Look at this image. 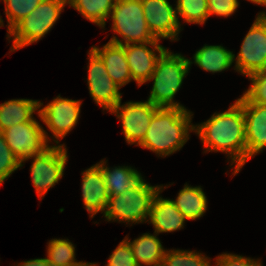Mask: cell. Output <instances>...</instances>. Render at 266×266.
Listing matches in <instances>:
<instances>
[{
	"label": "cell",
	"mask_w": 266,
	"mask_h": 266,
	"mask_svg": "<svg viewBox=\"0 0 266 266\" xmlns=\"http://www.w3.org/2000/svg\"><path fill=\"white\" fill-rule=\"evenodd\" d=\"M194 132L203 143L204 153H226L231 165L235 164L233 176L240 172L247 162V147L245 116L237 100L225 112H215L207 121L194 125Z\"/></svg>",
	"instance_id": "obj_1"
},
{
	"label": "cell",
	"mask_w": 266,
	"mask_h": 266,
	"mask_svg": "<svg viewBox=\"0 0 266 266\" xmlns=\"http://www.w3.org/2000/svg\"><path fill=\"white\" fill-rule=\"evenodd\" d=\"M192 112L186 108L160 107L153 115L143 141L138 145L166 157L179 151L194 132Z\"/></svg>",
	"instance_id": "obj_2"
},
{
	"label": "cell",
	"mask_w": 266,
	"mask_h": 266,
	"mask_svg": "<svg viewBox=\"0 0 266 266\" xmlns=\"http://www.w3.org/2000/svg\"><path fill=\"white\" fill-rule=\"evenodd\" d=\"M190 70L189 59L166 49L158 58L155 69L148 81H153L147 100L158 107L185 108L174 97L181 88Z\"/></svg>",
	"instance_id": "obj_3"
},
{
	"label": "cell",
	"mask_w": 266,
	"mask_h": 266,
	"mask_svg": "<svg viewBox=\"0 0 266 266\" xmlns=\"http://www.w3.org/2000/svg\"><path fill=\"white\" fill-rule=\"evenodd\" d=\"M159 190L161 185L152 186L142 179L122 194L110 196L103 216L108 222L147 223L154 196Z\"/></svg>",
	"instance_id": "obj_4"
},
{
	"label": "cell",
	"mask_w": 266,
	"mask_h": 266,
	"mask_svg": "<svg viewBox=\"0 0 266 266\" xmlns=\"http://www.w3.org/2000/svg\"><path fill=\"white\" fill-rule=\"evenodd\" d=\"M68 0H43L30 14L20 20L10 31V51L14 52L37 43L53 28Z\"/></svg>",
	"instance_id": "obj_5"
},
{
	"label": "cell",
	"mask_w": 266,
	"mask_h": 266,
	"mask_svg": "<svg viewBox=\"0 0 266 266\" xmlns=\"http://www.w3.org/2000/svg\"><path fill=\"white\" fill-rule=\"evenodd\" d=\"M113 32L120 35V40L112 36L110 42L127 45L160 41L149 30L141 0H116L109 17Z\"/></svg>",
	"instance_id": "obj_6"
},
{
	"label": "cell",
	"mask_w": 266,
	"mask_h": 266,
	"mask_svg": "<svg viewBox=\"0 0 266 266\" xmlns=\"http://www.w3.org/2000/svg\"><path fill=\"white\" fill-rule=\"evenodd\" d=\"M32 158V183L38 198L43 199L48 190L63 177L68 160L67 149L65 145H50Z\"/></svg>",
	"instance_id": "obj_7"
},
{
	"label": "cell",
	"mask_w": 266,
	"mask_h": 266,
	"mask_svg": "<svg viewBox=\"0 0 266 266\" xmlns=\"http://www.w3.org/2000/svg\"><path fill=\"white\" fill-rule=\"evenodd\" d=\"M12 152L23 163L43 152L50 145L48 133L36 119L11 126L2 132Z\"/></svg>",
	"instance_id": "obj_8"
},
{
	"label": "cell",
	"mask_w": 266,
	"mask_h": 266,
	"mask_svg": "<svg viewBox=\"0 0 266 266\" xmlns=\"http://www.w3.org/2000/svg\"><path fill=\"white\" fill-rule=\"evenodd\" d=\"M235 70L244 76L266 69V18L257 15L235 57Z\"/></svg>",
	"instance_id": "obj_9"
},
{
	"label": "cell",
	"mask_w": 266,
	"mask_h": 266,
	"mask_svg": "<svg viewBox=\"0 0 266 266\" xmlns=\"http://www.w3.org/2000/svg\"><path fill=\"white\" fill-rule=\"evenodd\" d=\"M81 104L80 100L63 98L60 94L45 107L42 102H39V112L37 114L51 131L53 139H56L53 141L57 145L64 146V144H59L60 140L77 125Z\"/></svg>",
	"instance_id": "obj_10"
},
{
	"label": "cell",
	"mask_w": 266,
	"mask_h": 266,
	"mask_svg": "<svg viewBox=\"0 0 266 266\" xmlns=\"http://www.w3.org/2000/svg\"><path fill=\"white\" fill-rule=\"evenodd\" d=\"M160 107L149 100L142 102L129 101L121 105V101L109 112L121 120L122 133L128 144L138 146L144 139L154 113Z\"/></svg>",
	"instance_id": "obj_11"
},
{
	"label": "cell",
	"mask_w": 266,
	"mask_h": 266,
	"mask_svg": "<svg viewBox=\"0 0 266 266\" xmlns=\"http://www.w3.org/2000/svg\"><path fill=\"white\" fill-rule=\"evenodd\" d=\"M88 55L87 84L90 96L102 110L110 111L122 100L120 87L113 82L103 61L92 49Z\"/></svg>",
	"instance_id": "obj_12"
},
{
	"label": "cell",
	"mask_w": 266,
	"mask_h": 266,
	"mask_svg": "<svg viewBox=\"0 0 266 266\" xmlns=\"http://www.w3.org/2000/svg\"><path fill=\"white\" fill-rule=\"evenodd\" d=\"M144 16L150 32L159 40H179L181 24L177 10L168 0H141Z\"/></svg>",
	"instance_id": "obj_13"
},
{
	"label": "cell",
	"mask_w": 266,
	"mask_h": 266,
	"mask_svg": "<svg viewBox=\"0 0 266 266\" xmlns=\"http://www.w3.org/2000/svg\"><path fill=\"white\" fill-rule=\"evenodd\" d=\"M123 46L132 80L137 82V85L140 87L142 84L148 82L154 72L158 58L167 48L160 45V41L127 44Z\"/></svg>",
	"instance_id": "obj_14"
},
{
	"label": "cell",
	"mask_w": 266,
	"mask_h": 266,
	"mask_svg": "<svg viewBox=\"0 0 266 266\" xmlns=\"http://www.w3.org/2000/svg\"><path fill=\"white\" fill-rule=\"evenodd\" d=\"M245 116L247 160L266 147V105L249 103L243 96L236 99Z\"/></svg>",
	"instance_id": "obj_15"
},
{
	"label": "cell",
	"mask_w": 266,
	"mask_h": 266,
	"mask_svg": "<svg viewBox=\"0 0 266 266\" xmlns=\"http://www.w3.org/2000/svg\"><path fill=\"white\" fill-rule=\"evenodd\" d=\"M82 199L91 218L98 212L105 214L109 193L102 168L95 164L82 172Z\"/></svg>",
	"instance_id": "obj_16"
},
{
	"label": "cell",
	"mask_w": 266,
	"mask_h": 266,
	"mask_svg": "<svg viewBox=\"0 0 266 266\" xmlns=\"http://www.w3.org/2000/svg\"><path fill=\"white\" fill-rule=\"evenodd\" d=\"M167 186H161V190L154 196L148 222L154 227V233H168L181 230L187 220L177 209L171 199L160 196Z\"/></svg>",
	"instance_id": "obj_17"
},
{
	"label": "cell",
	"mask_w": 266,
	"mask_h": 266,
	"mask_svg": "<svg viewBox=\"0 0 266 266\" xmlns=\"http://www.w3.org/2000/svg\"><path fill=\"white\" fill-rule=\"evenodd\" d=\"M91 49L101 58L113 82L120 88L132 81L124 46L108 41L102 48Z\"/></svg>",
	"instance_id": "obj_18"
},
{
	"label": "cell",
	"mask_w": 266,
	"mask_h": 266,
	"mask_svg": "<svg viewBox=\"0 0 266 266\" xmlns=\"http://www.w3.org/2000/svg\"><path fill=\"white\" fill-rule=\"evenodd\" d=\"M157 235V233H144L133 241H130L128 236L125 237L130 244L133 256L138 266L162 265V260L166 250L163 248Z\"/></svg>",
	"instance_id": "obj_19"
},
{
	"label": "cell",
	"mask_w": 266,
	"mask_h": 266,
	"mask_svg": "<svg viewBox=\"0 0 266 266\" xmlns=\"http://www.w3.org/2000/svg\"><path fill=\"white\" fill-rule=\"evenodd\" d=\"M106 163L107 161L102 160L97 164L102 168L109 196L122 194L135 187L143 179L141 173L135 168L130 166L110 168L106 166Z\"/></svg>",
	"instance_id": "obj_20"
},
{
	"label": "cell",
	"mask_w": 266,
	"mask_h": 266,
	"mask_svg": "<svg viewBox=\"0 0 266 266\" xmlns=\"http://www.w3.org/2000/svg\"><path fill=\"white\" fill-rule=\"evenodd\" d=\"M38 100L11 99L0 104V132L22 122L31 121L35 111L39 112Z\"/></svg>",
	"instance_id": "obj_21"
},
{
	"label": "cell",
	"mask_w": 266,
	"mask_h": 266,
	"mask_svg": "<svg viewBox=\"0 0 266 266\" xmlns=\"http://www.w3.org/2000/svg\"><path fill=\"white\" fill-rule=\"evenodd\" d=\"M233 62V52L222 45L205 44L196 51L193 62L189 59L190 66L195 63L199 68L213 74L227 70Z\"/></svg>",
	"instance_id": "obj_22"
},
{
	"label": "cell",
	"mask_w": 266,
	"mask_h": 266,
	"mask_svg": "<svg viewBox=\"0 0 266 266\" xmlns=\"http://www.w3.org/2000/svg\"><path fill=\"white\" fill-rule=\"evenodd\" d=\"M171 201L187 220H196L203 217L207 210V197L201 186L192 187L187 183Z\"/></svg>",
	"instance_id": "obj_23"
},
{
	"label": "cell",
	"mask_w": 266,
	"mask_h": 266,
	"mask_svg": "<svg viewBox=\"0 0 266 266\" xmlns=\"http://www.w3.org/2000/svg\"><path fill=\"white\" fill-rule=\"evenodd\" d=\"M116 0H68V5L77 10L84 18L105 28Z\"/></svg>",
	"instance_id": "obj_24"
},
{
	"label": "cell",
	"mask_w": 266,
	"mask_h": 266,
	"mask_svg": "<svg viewBox=\"0 0 266 266\" xmlns=\"http://www.w3.org/2000/svg\"><path fill=\"white\" fill-rule=\"evenodd\" d=\"M75 247L69 239H51L47 248V259L52 266H91L89 262L75 259Z\"/></svg>",
	"instance_id": "obj_25"
},
{
	"label": "cell",
	"mask_w": 266,
	"mask_h": 266,
	"mask_svg": "<svg viewBox=\"0 0 266 266\" xmlns=\"http://www.w3.org/2000/svg\"><path fill=\"white\" fill-rule=\"evenodd\" d=\"M177 17L188 24H205L209 18L207 0H177Z\"/></svg>",
	"instance_id": "obj_26"
},
{
	"label": "cell",
	"mask_w": 266,
	"mask_h": 266,
	"mask_svg": "<svg viewBox=\"0 0 266 266\" xmlns=\"http://www.w3.org/2000/svg\"><path fill=\"white\" fill-rule=\"evenodd\" d=\"M162 266H212L211 259L196 251L166 250Z\"/></svg>",
	"instance_id": "obj_27"
},
{
	"label": "cell",
	"mask_w": 266,
	"mask_h": 266,
	"mask_svg": "<svg viewBox=\"0 0 266 266\" xmlns=\"http://www.w3.org/2000/svg\"><path fill=\"white\" fill-rule=\"evenodd\" d=\"M7 19V38L9 31L24 17L30 14L43 0H2Z\"/></svg>",
	"instance_id": "obj_28"
},
{
	"label": "cell",
	"mask_w": 266,
	"mask_h": 266,
	"mask_svg": "<svg viewBox=\"0 0 266 266\" xmlns=\"http://www.w3.org/2000/svg\"><path fill=\"white\" fill-rule=\"evenodd\" d=\"M247 77L251 85L242 96L249 103L266 105V69L254 72Z\"/></svg>",
	"instance_id": "obj_29"
},
{
	"label": "cell",
	"mask_w": 266,
	"mask_h": 266,
	"mask_svg": "<svg viewBox=\"0 0 266 266\" xmlns=\"http://www.w3.org/2000/svg\"><path fill=\"white\" fill-rule=\"evenodd\" d=\"M19 168L21 162L7 145L4 134L0 132V185Z\"/></svg>",
	"instance_id": "obj_30"
},
{
	"label": "cell",
	"mask_w": 266,
	"mask_h": 266,
	"mask_svg": "<svg viewBox=\"0 0 266 266\" xmlns=\"http://www.w3.org/2000/svg\"><path fill=\"white\" fill-rule=\"evenodd\" d=\"M106 266H138L130 244L125 238L109 256Z\"/></svg>",
	"instance_id": "obj_31"
},
{
	"label": "cell",
	"mask_w": 266,
	"mask_h": 266,
	"mask_svg": "<svg viewBox=\"0 0 266 266\" xmlns=\"http://www.w3.org/2000/svg\"><path fill=\"white\" fill-rule=\"evenodd\" d=\"M208 14L229 17L239 7L238 0H207Z\"/></svg>",
	"instance_id": "obj_32"
},
{
	"label": "cell",
	"mask_w": 266,
	"mask_h": 266,
	"mask_svg": "<svg viewBox=\"0 0 266 266\" xmlns=\"http://www.w3.org/2000/svg\"><path fill=\"white\" fill-rule=\"evenodd\" d=\"M215 266H258L259 259H252L236 254L223 253L215 258Z\"/></svg>",
	"instance_id": "obj_33"
},
{
	"label": "cell",
	"mask_w": 266,
	"mask_h": 266,
	"mask_svg": "<svg viewBox=\"0 0 266 266\" xmlns=\"http://www.w3.org/2000/svg\"><path fill=\"white\" fill-rule=\"evenodd\" d=\"M16 266H52L47 257L27 260L16 264Z\"/></svg>",
	"instance_id": "obj_34"
},
{
	"label": "cell",
	"mask_w": 266,
	"mask_h": 266,
	"mask_svg": "<svg viewBox=\"0 0 266 266\" xmlns=\"http://www.w3.org/2000/svg\"><path fill=\"white\" fill-rule=\"evenodd\" d=\"M247 1H250L251 3H254L256 5L258 4L266 7V0H247Z\"/></svg>",
	"instance_id": "obj_35"
},
{
	"label": "cell",
	"mask_w": 266,
	"mask_h": 266,
	"mask_svg": "<svg viewBox=\"0 0 266 266\" xmlns=\"http://www.w3.org/2000/svg\"><path fill=\"white\" fill-rule=\"evenodd\" d=\"M258 15H262L264 18H266V12H264V11L258 13Z\"/></svg>",
	"instance_id": "obj_36"
},
{
	"label": "cell",
	"mask_w": 266,
	"mask_h": 266,
	"mask_svg": "<svg viewBox=\"0 0 266 266\" xmlns=\"http://www.w3.org/2000/svg\"><path fill=\"white\" fill-rule=\"evenodd\" d=\"M4 21H3V19L1 18V16H0V27H3L4 26V23H3Z\"/></svg>",
	"instance_id": "obj_37"
},
{
	"label": "cell",
	"mask_w": 266,
	"mask_h": 266,
	"mask_svg": "<svg viewBox=\"0 0 266 266\" xmlns=\"http://www.w3.org/2000/svg\"><path fill=\"white\" fill-rule=\"evenodd\" d=\"M91 266H98V265H97L96 262H95V263H91Z\"/></svg>",
	"instance_id": "obj_38"
}]
</instances>
